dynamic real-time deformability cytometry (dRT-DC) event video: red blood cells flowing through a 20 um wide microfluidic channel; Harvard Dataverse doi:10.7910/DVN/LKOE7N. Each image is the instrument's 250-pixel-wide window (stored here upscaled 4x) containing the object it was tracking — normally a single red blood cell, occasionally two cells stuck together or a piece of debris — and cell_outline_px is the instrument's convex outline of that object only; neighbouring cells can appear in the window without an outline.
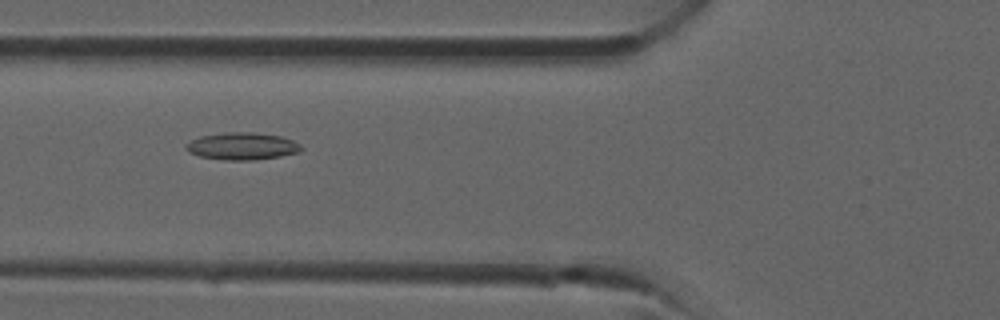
{"species": "common noctule bat (a hibernating species)", "species_latin": "Nyctalus noctula", "temperature_condition": "room temperature", "stored_images_in_passage": 28, "camera_frame_rate_fps": 3000, "um_per_image_px": 0.085, "animal": {"sex": "male", "forearm_length_mm": 52.5}, "frame": {"image": 1, "passage_image": 6, "time_ms": 1.667, "image_size_px": [1000, 320], "cell_outline_px": [[304, 148], [296, 152], [280, 156], [256, 160], [224, 160], [200, 156], [188, 152], [184, 148], [184, 144], [200, 136], [224, 132], [252, 132], [280, 136], [292, 140], [300, 144]], "centroid_in_image_um": [20.54, 12.42], "position_along_channel_um": 105.3, "area_um2": 18.32}}
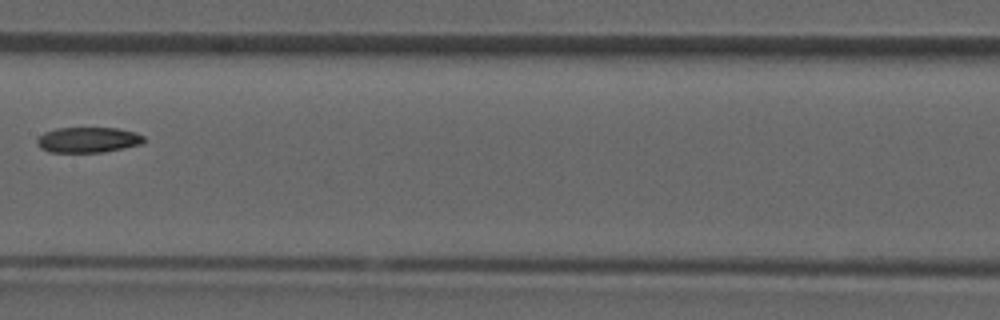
{"frame": {"image": 2, "passage_image": 11, "time_ms": 3.333, "image_size_px": [1000, 320], "cell_outline_px": [[144, 140], [140, 144], [104, 152], [48, 152], [40, 148], [36, 144], [36, 140], [44, 132], [56, 128], [116, 128], [136, 132], [144, 136]], "centroid_in_image_um": [7.44, 11.88], "position_along_channel_um": 200.0, "area_um2": 15.84}}
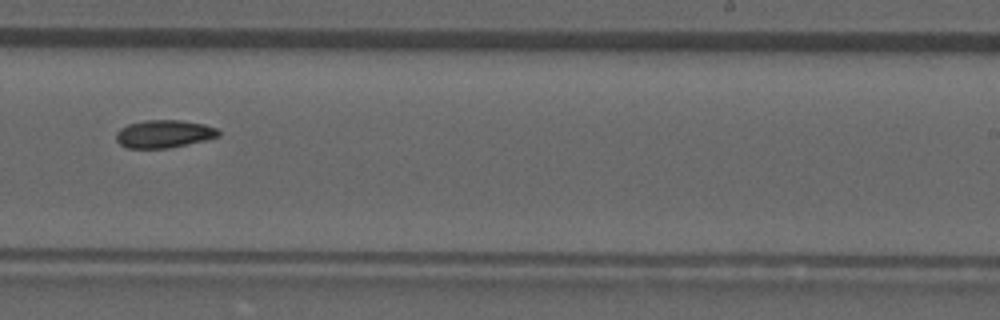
{"frame": {"image": 3, "passage_image": 15, "time_ms": 4.667, "image_size_px": [1000, 320], "cell_outline_px": [[220, 136], [204, 140], [168, 148], [128, 148], [120, 144], [116, 140], [116, 132], [120, 128], [128, 124], [148, 120], [180, 120], [204, 124], [216, 128], [220, 132]], "centroid_in_image_um": [13.92, 11.38], "position_along_channel_um": 275.1, "area_um2": 16.47}}